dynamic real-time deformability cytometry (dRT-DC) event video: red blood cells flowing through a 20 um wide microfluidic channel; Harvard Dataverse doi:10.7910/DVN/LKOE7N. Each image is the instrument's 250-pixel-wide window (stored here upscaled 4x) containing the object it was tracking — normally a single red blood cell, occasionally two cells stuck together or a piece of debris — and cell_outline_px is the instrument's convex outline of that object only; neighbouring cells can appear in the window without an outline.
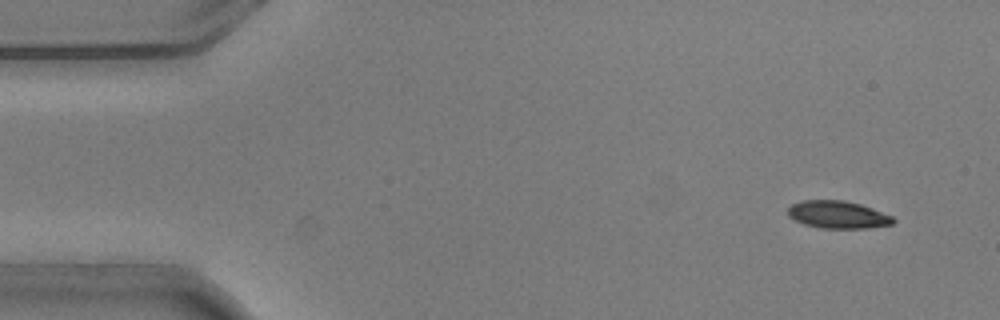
{"species": "common noctule bat (a hibernating species)", "species_latin": "Nyctalus noctula", "temperature_condition": "warm", "stored_images_in_passage": 7, "camera_frame_rate_fps": 3000, "um_per_image_px": 0.085, "animal": {"sex": "male", "body_mass_g": 20.5, "forearm_length_mm": 52.5}, "frame": {"image": 1, "passage_image": 2, "time_ms": 0.333, "image_size_px": [1000, 320], "cell_outline_px": [[896, 220], [892, 224], [868, 228], [820, 228], [804, 224], [788, 216], [788, 208], [792, 204], [804, 200], [844, 200], [860, 204], [872, 208], [892, 216]], "centroid_in_image_um": [71.22, 18.24], "position_along_channel_um": 13.8, "area_um2": 16.82}}
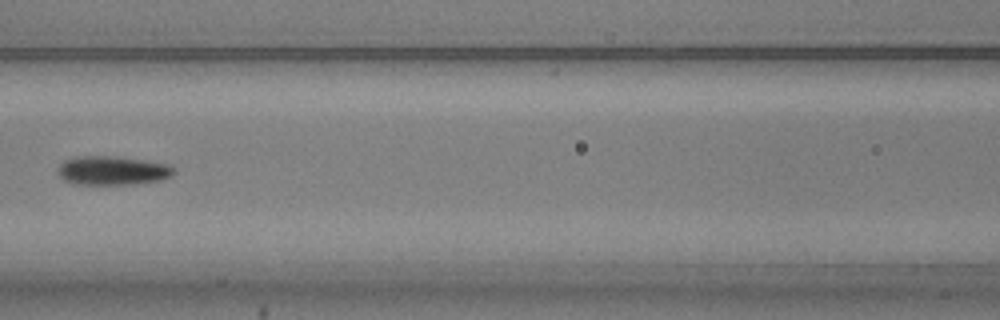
{"frame": {"image": 2, "passage_image": 7, "time_ms": 2.0, "image_size_px": [1000, 320], "cell_outline_px": [[176, 172], [172, 176], [160, 180], [132, 184], [72, 184], [64, 180], [56, 172], [60, 164], [64, 160], [76, 156], [116, 156], [168, 164]], "centroid_in_image_um": [9.52, 14.49], "position_along_channel_um": 157.1, "area_um2": 19.59}}